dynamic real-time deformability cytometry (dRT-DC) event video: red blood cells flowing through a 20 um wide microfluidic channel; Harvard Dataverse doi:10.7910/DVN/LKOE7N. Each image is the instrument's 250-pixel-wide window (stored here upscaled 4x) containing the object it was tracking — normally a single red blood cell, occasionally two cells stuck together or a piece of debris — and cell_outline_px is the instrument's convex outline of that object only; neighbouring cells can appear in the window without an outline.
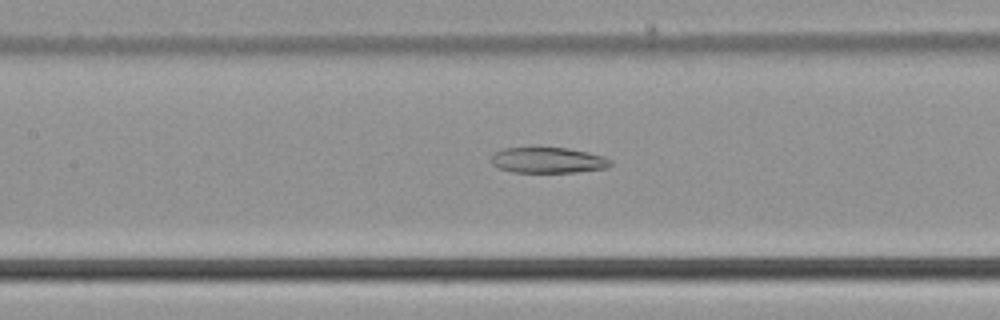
{"species": "common noctule bat (a hibernating species)", "species_latin": "Nyctalus noctula", "temperature_condition": "cold", "stored_images_in_passage": 55, "camera_frame_rate_fps": 3000, "um_per_image_px": 0.085, "animal": {"sex": "male", "body_mass_g": 21.5, "forearm_length_mm": 52.0}, "frame": {"image": 1, "passage_image": 26, "time_ms": 8.333, "image_size_px": [1000, 320], "cell_outline_px": [[612, 164], [608, 168], [576, 172], [512, 172], [500, 168], [492, 164], [492, 152], [504, 148], [568, 148], [588, 152], [604, 156], [612, 160]], "centroid_in_image_um": [46.61, 13.62], "position_along_channel_um": 160.8, "area_um2": 17.92}}
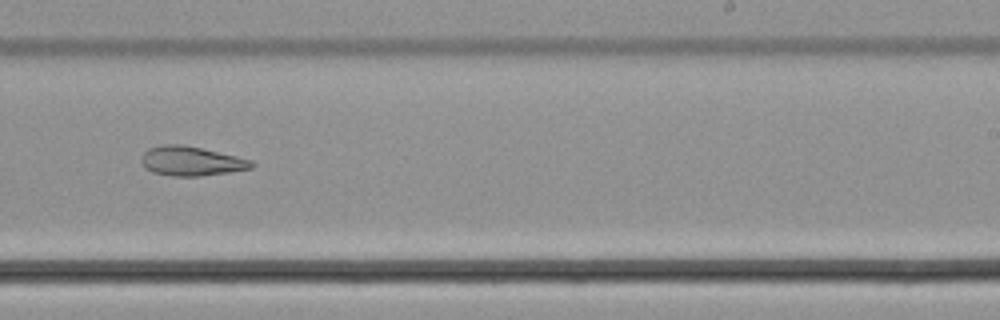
{"frame": {"image": 2, "passage_image": 35, "time_ms": 11.333, "image_size_px": [1000, 320], "cell_outline_px": [[256, 164], [252, 168], [228, 172], [200, 176], [172, 176], [152, 172], [140, 160], [144, 152], [148, 148], [160, 144], [180, 144], [200, 148], [236, 156], [252, 160]], "centroid_in_image_um": [16.26, 13.69], "position_along_channel_um": 272.7, "area_um2": 18.73}}
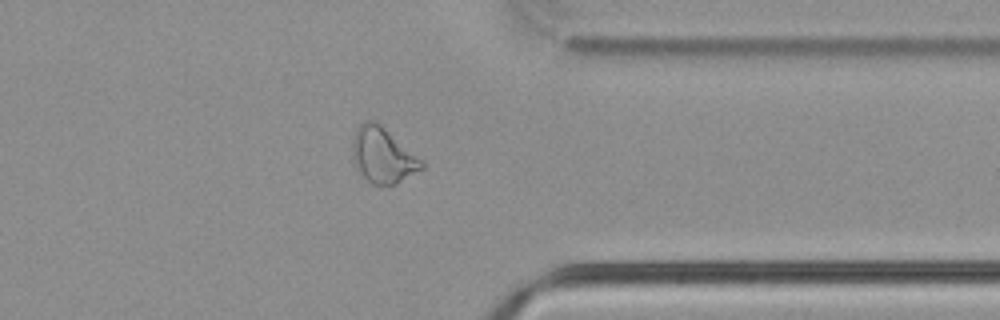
{"frame": {"image": 3, "passage_image": 44, "time_ms": 14.333, "image_size_px": [1000, 320], "cell_outline_px": [[424, 168], [396, 184], [372, 184], [356, 168], [352, 156], [352, 136], [356, 128], [364, 120], [376, 120], [424, 160]], "centroid_in_image_um": [32.54, 13.16], "position_along_channel_um": 378.9, "area_um2": 22.6}}